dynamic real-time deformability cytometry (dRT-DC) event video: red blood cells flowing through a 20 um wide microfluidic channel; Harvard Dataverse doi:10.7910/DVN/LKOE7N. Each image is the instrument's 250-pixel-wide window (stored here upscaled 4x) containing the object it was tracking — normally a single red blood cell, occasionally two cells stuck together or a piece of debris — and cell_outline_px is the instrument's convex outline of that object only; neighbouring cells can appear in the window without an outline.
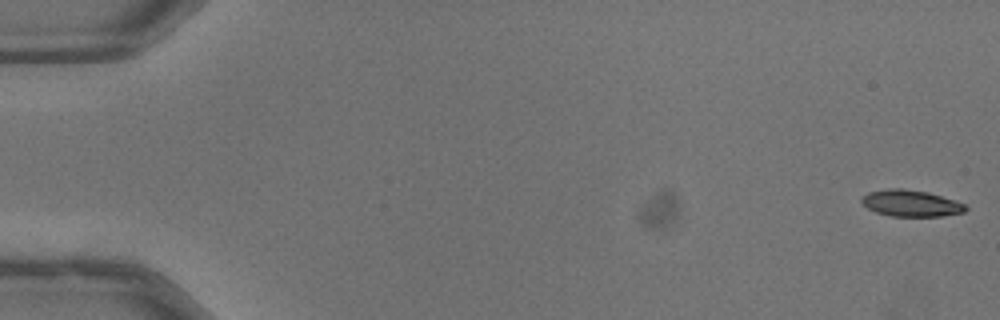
{"species": "common noctule bat (a hibernating species)", "species_latin": "Nyctalus noctula", "temperature_condition": "warm", "stored_images_in_passage": 52, "camera_frame_rate_fps": 3000, "um_per_image_px": 0.085, "animal": {"sex": "male", "body_mass_g": 13.3}, "frame": {"image": 1, "passage_image": 1, "time_ms": 0.0, "image_size_px": [1000, 320], "cell_outline_px": [[968, 208], [964, 212], [944, 216], [892, 216], [876, 212], [868, 208], [860, 200], [868, 192], [888, 188], [904, 188], [928, 192], [964, 204]], "centroid_in_image_um": [77.42, 17.27], "position_along_channel_um": 7.6, "area_um2": 15.9}}
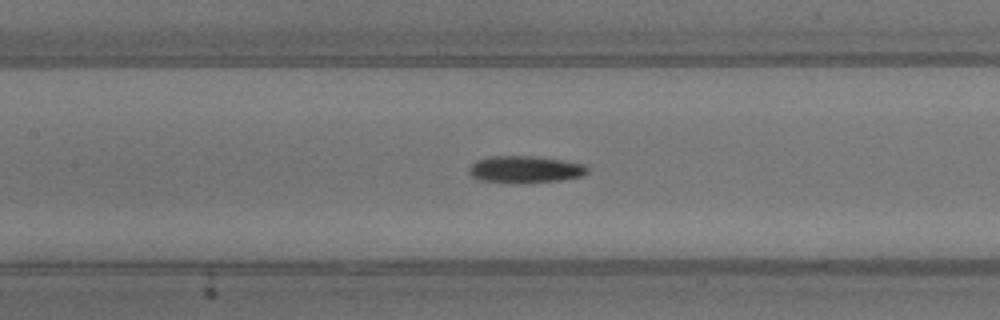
{"frame": {"image": 2, "passage_image": 25, "time_ms": 8.0, "image_size_px": [1000, 320], "cell_outline_px": [[588, 172], [584, 176], [560, 180], [512, 184], [480, 180], [472, 176], [468, 172], [468, 168], [476, 160], [488, 156], [536, 156], [564, 160], [584, 164], [588, 168]], "centroid_in_image_um": [44.63, 14.4], "position_along_channel_um": 162.8, "area_um2": 18.96}}
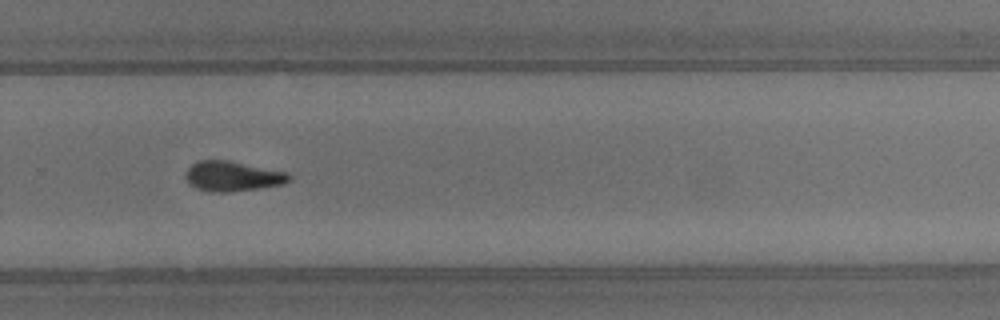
{"frame": {"image": 3, "passage_image": 36, "time_ms": 11.667, "image_size_px": [1000, 320], "cell_outline_px": [[292, 176], [284, 184], [260, 188], [228, 192], [208, 192], [196, 188], [188, 184], [184, 176], [184, 172], [196, 160], [228, 160], [288, 172]], "centroid_in_image_um": [19.72, 14.98], "position_along_channel_um": 310.1, "area_um2": 18.38}}